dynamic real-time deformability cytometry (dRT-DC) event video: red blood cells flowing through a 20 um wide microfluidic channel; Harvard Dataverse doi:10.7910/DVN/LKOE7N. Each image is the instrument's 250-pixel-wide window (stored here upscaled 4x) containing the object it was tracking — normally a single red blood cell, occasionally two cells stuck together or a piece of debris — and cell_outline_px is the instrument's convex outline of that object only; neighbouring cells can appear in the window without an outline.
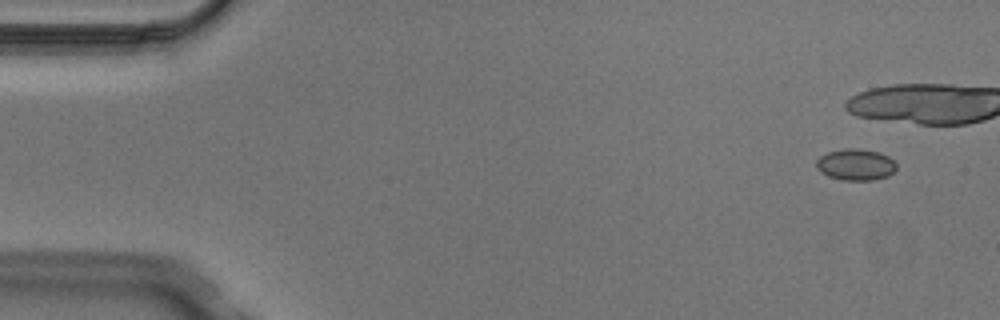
{"species": "Egyptian fruit bat (a non-hibernating species)", "species_latin": "Rousettus aegyptiacus", "temperature_condition": "cold", "stored_images_in_passage": 7, "segment_of_instrument_passage": [1, 2], "camera_frame_rate_fps": 3000, "um_per_image_px": 0.085, "animal": {"sex": "male"}, "frame": {"image": 1, "passage_image": 2, "time_ms": 0.333, "image_size_px": [1000, 320], "cell_outline_px": [[896, 168], [888, 176], [872, 180], [840, 180], [828, 176], [820, 172], [816, 168], [816, 160], [820, 156], [828, 152], [844, 148], [860, 148], [876, 152], [888, 156], [896, 164]], "centroid_in_image_um": [72.69, 13.99], "position_along_channel_um": 12.3, "area_um2": 14.68}}